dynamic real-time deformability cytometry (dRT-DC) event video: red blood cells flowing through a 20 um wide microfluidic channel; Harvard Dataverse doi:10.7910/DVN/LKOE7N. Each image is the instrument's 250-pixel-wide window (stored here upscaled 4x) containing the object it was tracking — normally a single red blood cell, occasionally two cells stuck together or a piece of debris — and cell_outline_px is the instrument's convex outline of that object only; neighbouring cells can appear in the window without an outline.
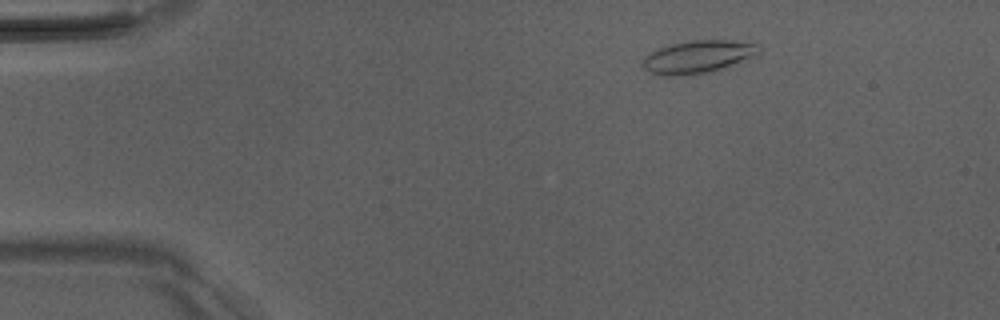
{"species": "Egyptian fruit bat (a non-hibernating species)", "species_latin": "Rousettus aegyptiacus", "temperature_condition": "room temperature", "stored_images_in_passage": 3, "camera_frame_rate_fps": 3000, "um_per_image_px": 0.085, "animal": {"sex": "male"}, "frame": {"image": 1, "passage_image": 1, "time_ms": 0.0, "image_size_px": [1000, 320], "cell_outline_px": [[760, 44], [756, 56], [708, 72], [676, 76], [664, 76], [652, 72], [644, 68], [644, 56], [660, 48], [672, 44], [692, 40], [732, 40]], "centroid_in_image_um": [59.34, 4.81], "position_along_channel_um": 25.7, "area_um2": 21.68}}